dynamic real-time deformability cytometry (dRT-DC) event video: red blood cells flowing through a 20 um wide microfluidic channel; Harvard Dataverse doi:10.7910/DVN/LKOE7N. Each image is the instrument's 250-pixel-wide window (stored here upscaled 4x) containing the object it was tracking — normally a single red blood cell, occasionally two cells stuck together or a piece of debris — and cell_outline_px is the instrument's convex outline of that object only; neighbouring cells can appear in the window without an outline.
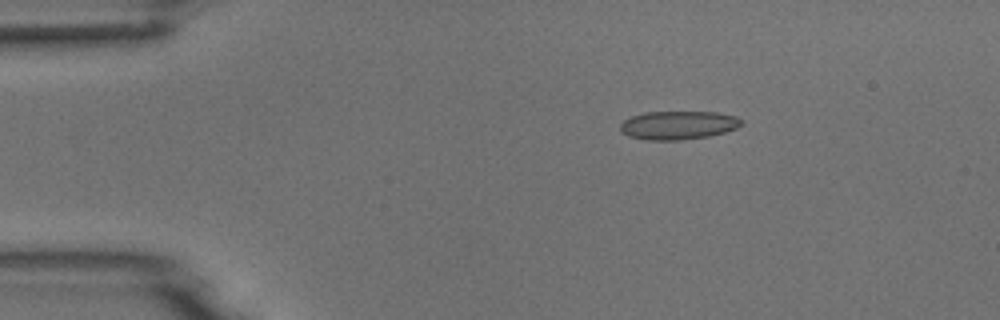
{"species": "common noctule bat (a hibernating species)", "species_latin": "Nyctalus noctula", "temperature_condition": "room temperature", "stored_images_in_passage": 3, "camera_frame_rate_fps": 3000, "um_per_image_px": 0.085, "animal": {"sex": "male", "body_mass_g": 18.8}, "frame": {"image": 1, "passage_image": 2, "time_ms": 1.0, "image_size_px": [1000, 320], "cell_outline_px": [[744, 124], [736, 128], [724, 132], [708, 136], [680, 140], [648, 140], [628, 136], [620, 132], [620, 124], [624, 120], [632, 116], [644, 112], [716, 112], [736, 116], [744, 120]], "centroid_in_image_um": [57.65, 10.64], "position_along_channel_um": 27.3, "area_um2": 20.23}}